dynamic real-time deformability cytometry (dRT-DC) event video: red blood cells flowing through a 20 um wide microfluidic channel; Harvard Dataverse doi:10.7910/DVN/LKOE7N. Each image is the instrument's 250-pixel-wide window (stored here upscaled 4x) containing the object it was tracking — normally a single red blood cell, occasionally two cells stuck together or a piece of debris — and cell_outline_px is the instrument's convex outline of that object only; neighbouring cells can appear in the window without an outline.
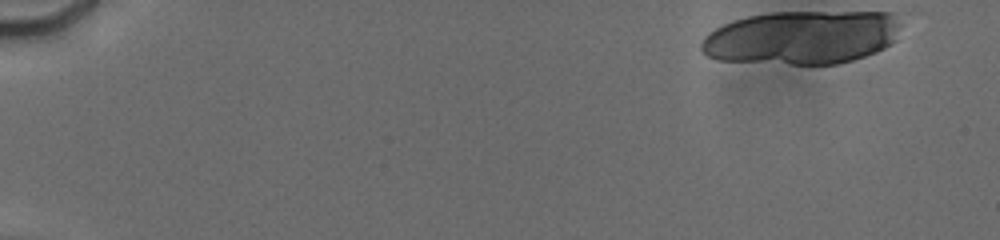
{"species": "human", "species_latin": "Homo sapiens", "temperature_condition": "cold", "stored_images_in_passage": 19, "camera_frame_rate_fps": 3000, "um_per_image_px": 0.085, "donor": {"sex": "male"}, "frame": {"image": 1, "passage_image": 1, "time_ms": 0.0, "image_size_px": [1000, 240], "cell_outline_px": [[900, 24], [896, 40], [892, 44], [876, 52], [852, 60], [836, 64], [792, 64], [716, 60], [708, 56], [700, 48], [700, 44], [704, 36], [708, 32], [732, 20], [748, 16], [772, 12], [892, 12]], "centroid_in_image_um": [68.15, 3.18], "position_along_channel_um": 16.8, "area_um2": 62.71}}